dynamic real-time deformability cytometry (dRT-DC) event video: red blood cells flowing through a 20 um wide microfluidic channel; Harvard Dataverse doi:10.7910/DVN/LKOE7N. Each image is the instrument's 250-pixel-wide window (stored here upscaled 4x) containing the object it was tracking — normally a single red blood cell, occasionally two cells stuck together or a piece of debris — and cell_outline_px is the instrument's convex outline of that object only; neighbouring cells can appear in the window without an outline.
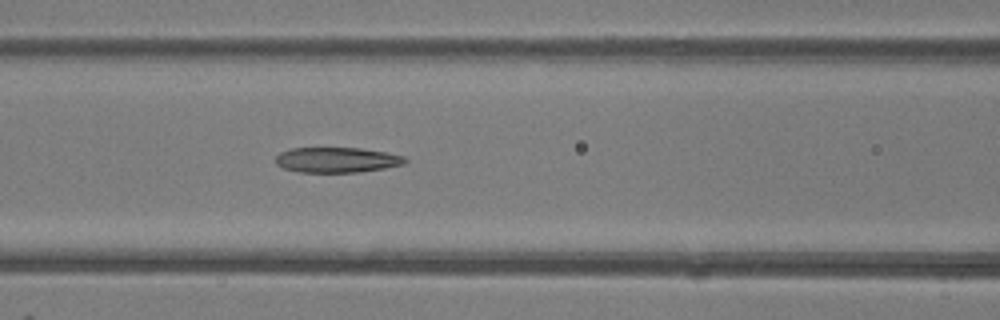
{"species": "common noctule bat (a hibernating species)", "species_latin": "Nyctalus noctula", "temperature_condition": "room temperature", "stored_images_in_passage": 33, "camera_frame_rate_fps": 3000, "um_per_image_px": 0.085, "animal": {"sex": "female"}, "frame": {"image": 1, "passage_image": 10, "time_ms": 3.0, "image_size_px": [1000, 320], "cell_outline_px": [[408, 160], [404, 164], [384, 168], [360, 172], [296, 172], [284, 168], [276, 164], [276, 156], [280, 152], [292, 148], [360, 148], [388, 152], [404, 156]], "centroid_in_image_um": [28.65, 13.59], "position_along_channel_um": 138.0, "area_um2": 19.13}}
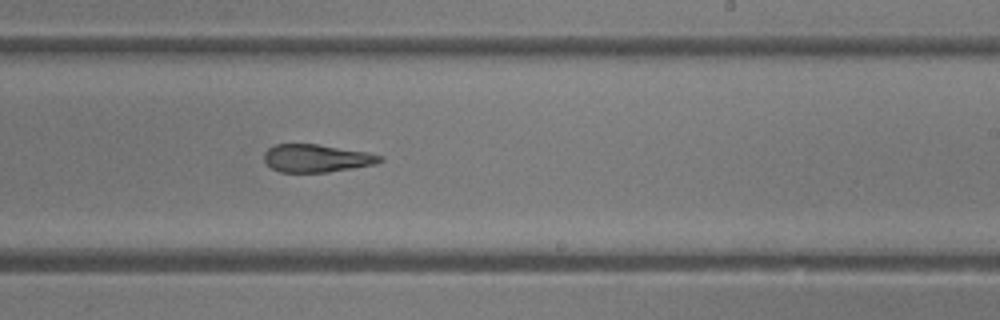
{"frame": {"image": 2, "passage_image": 19, "time_ms": 6.0, "image_size_px": [1000, 320], "cell_outline_px": [[384, 160], [376, 164], [328, 172], [280, 172], [272, 168], [264, 160], [264, 152], [268, 148], [276, 144], [316, 144], [368, 152], [384, 156]], "centroid_in_image_um": [26.93, 13.45], "position_along_channel_um": 262.1, "area_um2": 18.79}}
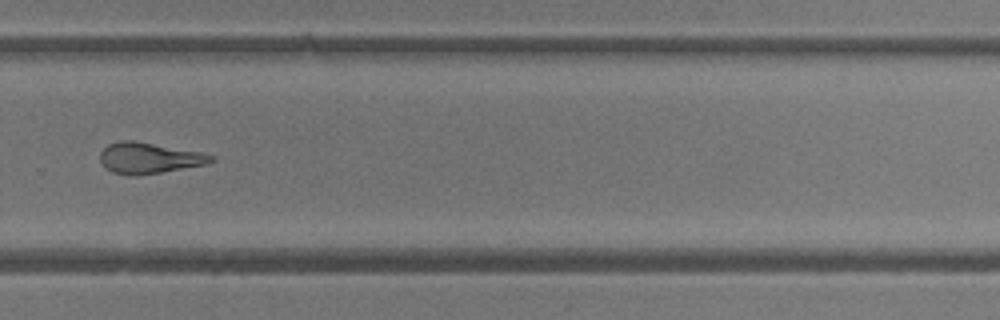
{"frame": {"image": 3, "passage_image": 23, "time_ms": 7.333, "image_size_px": [1000, 320], "cell_outline_px": [[216, 160], [204, 164], [160, 172], [136, 176], [132, 176], [112, 172], [100, 160], [100, 152], [108, 144], [120, 140], [132, 140], [200, 152], [212, 156]], "centroid_in_image_um": [12.62, 13.43], "position_along_channel_um": 317.2, "area_um2": 19.59}, "authors_computed_cell_mechanics": {"area_um2": 20.1722, "velocity_mm_per_s": 4.1452, "shape_relaxation_time_tau1_ms": null, "shape_relaxation_time_tau2_ms": 1.4022, "deformation_change_tau1": null, "deformation_change_tau2": 0.1116}}